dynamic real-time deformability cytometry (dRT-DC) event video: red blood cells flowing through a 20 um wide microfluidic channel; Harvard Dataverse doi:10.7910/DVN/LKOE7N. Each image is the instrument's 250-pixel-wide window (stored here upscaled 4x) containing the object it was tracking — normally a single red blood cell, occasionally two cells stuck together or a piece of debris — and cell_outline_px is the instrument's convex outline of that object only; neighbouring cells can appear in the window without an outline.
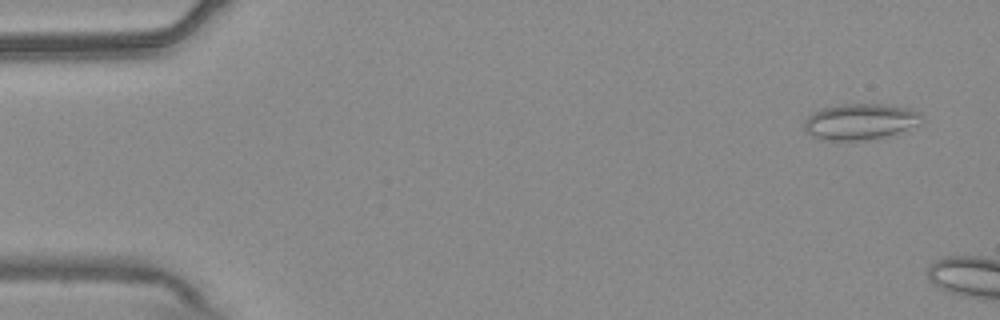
{"species": "common noctule bat (a hibernating species)", "species_latin": "Nyctalus noctula", "temperature_condition": "warm", "stored_images_in_passage": 15, "camera_frame_rate_fps": 3000, "um_per_image_px": 0.085, "animal": {"sex": "male", "body_mass_g": 20.4}, "frame": {"image": 1, "passage_image": 3, "time_ms": 0.667, "image_size_px": [1000, 320], "cell_outline_px": [[924, 116], [920, 124], [888, 136], [868, 140], [828, 140], [812, 136], [804, 128], [804, 124], [808, 116], [824, 108], [844, 104], [880, 104], [908, 108], [920, 112]], "centroid_in_image_um": [73.17, 10.34], "position_along_channel_um": 11.8, "area_um2": 24.45}}